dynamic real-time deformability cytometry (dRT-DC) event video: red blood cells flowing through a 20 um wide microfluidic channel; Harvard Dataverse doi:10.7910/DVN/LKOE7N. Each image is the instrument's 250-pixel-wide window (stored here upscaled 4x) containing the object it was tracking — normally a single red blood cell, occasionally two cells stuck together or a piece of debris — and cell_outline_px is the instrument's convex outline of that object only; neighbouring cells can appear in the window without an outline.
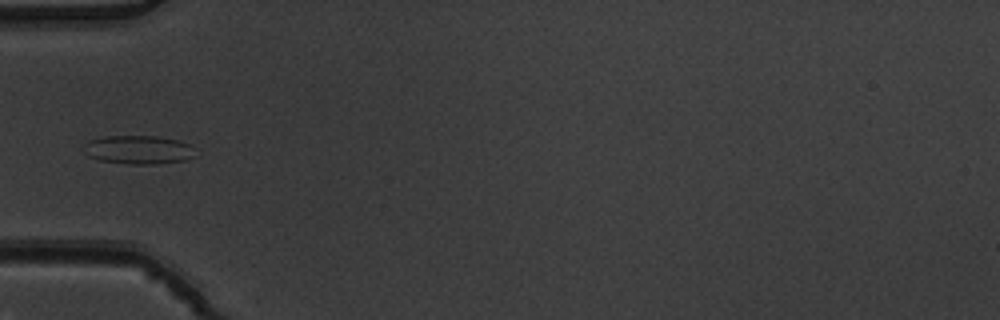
{"species": "common noctule bat (a hibernating species)", "species_latin": "Nyctalus noctula", "temperature_condition": "warm", "stored_images_in_passage": 6, "camera_frame_rate_fps": 3000, "um_per_image_px": 0.085, "animal": {"sex": "male", "body_mass_g": 19.5, "forearm_length_mm": 54.6}, "frame": {"image": 1, "passage_image": 5, "time_ms": 1.333, "image_size_px": [1000, 320], "cell_outline_px": [[196, 156], [184, 160], [156, 164], [128, 164], [100, 160], [88, 156], [84, 152], [84, 144], [88, 140], [104, 136], [156, 136], [176, 140], [188, 144]], "centroid_in_image_um": [11.71, 12.73], "position_along_channel_um": 73.3, "area_um2": 18.5}}
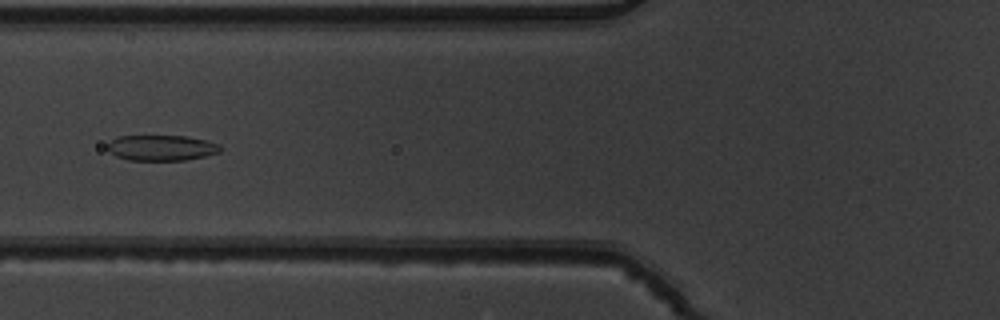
{"frame": {"image": 2, "passage_image": 6, "time_ms": 1.667, "image_size_px": [1000, 320], "cell_outline_px": [[220, 152], [204, 156], [184, 160], [128, 160], [116, 156], [108, 148], [108, 144], [116, 136], [184, 136], [204, 140], [220, 144]], "centroid_in_image_um": [13.72, 12.56], "position_along_channel_um": 112.1, "area_um2": 16.59}}